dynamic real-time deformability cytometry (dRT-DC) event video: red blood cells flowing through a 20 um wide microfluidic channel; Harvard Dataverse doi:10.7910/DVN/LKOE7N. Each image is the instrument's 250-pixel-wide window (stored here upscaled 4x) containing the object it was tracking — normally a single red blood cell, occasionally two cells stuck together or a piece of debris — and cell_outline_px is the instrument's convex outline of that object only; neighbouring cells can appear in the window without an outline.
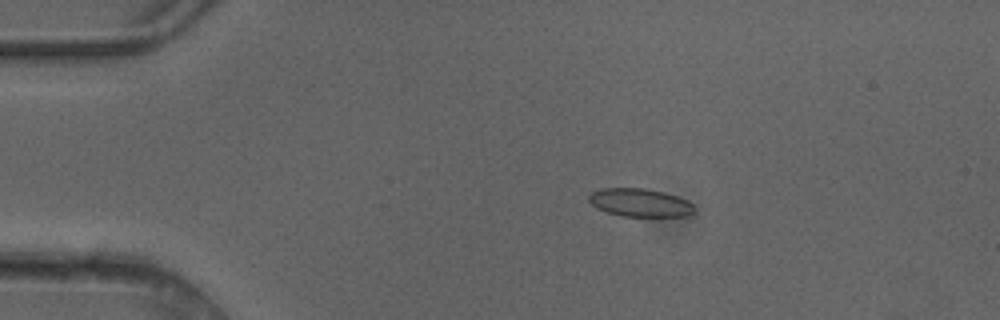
{"species": "common noctule bat (a hibernating species)", "species_latin": "Nyctalus noctula", "temperature_condition": "cold", "stored_images_in_passage": 4, "camera_frame_rate_fps": 3000, "um_per_image_px": 0.085, "animal": {"sex": "female"}, "frame": {"image": 1, "passage_image": 2, "time_ms": 0.333, "image_size_px": [1000, 320], "cell_outline_px": [[696, 212], [688, 216], [620, 216], [596, 208], [588, 200], [588, 196], [592, 192], [600, 188], [644, 188], [664, 192], [688, 200], [696, 208]], "centroid_in_image_um": [54.42, 17.22], "position_along_channel_um": 30.6, "area_um2": 17.46}}